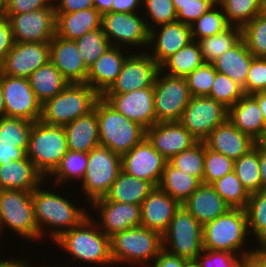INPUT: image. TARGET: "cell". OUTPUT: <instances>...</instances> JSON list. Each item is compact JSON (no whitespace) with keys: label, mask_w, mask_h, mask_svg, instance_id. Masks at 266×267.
<instances>
[{"label":"cell","mask_w":266,"mask_h":267,"mask_svg":"<svg viewBox=\"0 0 266 267\" xmlns=\"http://www.w3.org/2000/svg\"><path fill=\"white\" fill-rule=\"evenodd\" d=\"M39 187L42 186H38L32 191V202L40 236L45 235L43 232L45 225L52 226L54 230L50 235L54 242L63 233L70 231L89 216L83 208H77L61 195L49 192V190H41Z\"/></svg>","instance_id":"6da1fadb"},{"label":"cell","mask_w":266,"mask_h":267,"mask_svg":"<svg viewBox=\"0 0 266 267\" xmlns=\"http://www.w3.org/2000/svg\"><path fill=\"white\" fill-rule=\"evenodd\" d=\"M94 109L98 116L100 146L122 156L145 138L143 127L119 113L102 96L95 102Z\"/></svg>","instance_id":"7a4b0ae2"},{"label":"cell","mask_w":266,"mask_h":267,"mask_svg":"<svg viewBox=\"0 0 266 267\" xmlns=\"http://www.w3.org/2000/svg\"><path fill=\"white\" fill-rule=\"evenodd\" d=\"M54 242L79 261L103 266L113 263L110 237L106 236L97 224L95 225L90 216L70 231L63 233Z\"/></svg>","instance_id":"3957f363"},{"label":"cell","mask_w":266,"mask_h":267,"mask_svg":"<svg viewBox=\"0 0 266 267\" xmlns=\"http://www.w3.org/2000/svg\"><path fill=\"white\" fill-rule=\"evenodd\" d=\"M248 231L246 210L230 208L215 220L203 225V248L245 256L255 251L243 248Z\"/></svg>","instance_id":"277c9868"},{"label":"cell","mask_w":266,"mask_h":267,"mask_svg":"<svg viewBox=\"0 0 266 267\" xmlns=\"http://www.w3.org/2000/svg\"><path fill=\"white\" fill-rule=\"evenodd\" d=\"M99 97L87 83H68L60 93L42 105L40 121L65 126L92 111Z\"/></svg>","instance_id":"5b68a950"},{"label":"cell","mask_w":266,"mask_h":267,"mask_svg":"<svg viewBox=\"0 0 266 267\" xmlns=\"http://www.w3.org/2000/svg\"><path fill=\"white\" fill-rule=\"evenodd\" d=\"M67 152L64 126L49 125L40 120L33 122L27 157L45 180L59 166Z\"/></svg>","instance_id":"8992f818"},{"label":"cell","mask_w":266,"mask_h":267,"mask_svg":"<svg viewBox=\"0 0 266 267\" xmlns=\"http://www.w3.org/2000/svg\"><path fill=\"white\" fill-rule=\"evenodd\" d=\"M113 263H137L142 266L158 256L162 249V236L143 226L133 227L118 232L110 237Z\"/></svg>","instance_id":"52a82bcc"},{"label":"cell","mask_w":266,"mask_h":267,"mask_svg":"<svg viewBox=\"0 0 266 267\" xmlns=\"http://www.w3.org/2000/svg\"><path fill=\"white\" fill-rule=\"evenodd\" d=\"M202 232L203 226L181 204L162 235V248L187 261H196L204 249Z\"/></svg>","instance_id":"ba28073f"},{"label":"cell","mask_w":266,"mask_h":267,"mask_svg":"<svg viewBox=\"0 0 266 267\" xmlns=\"http://www.w3.org/2000/svg\"><path fill=\"white\" fill-rule=\"evenodd\" d=\"M121 170V156L109 148L99 145L88 152V164L81 184L87 200L92 203L105 197Z\"/></svg>","instance_id":"9c48e42d"},{"label":"cell","mask_w":266,"mask_h":267,"mask_svg":"<svg viewBox=\"0 0 266 267\" xmlns=\"http://www.w3.org/2000/svg\"><path fill=\"white\" fill-rule=\"evenodd\" d=\"M1 226L7 225L19 236L38 240L40 236L36 225L32 192L23 190H0Z\"/></svg>","instance_id":"30bf717a"},{"label":"cell","mask_w":266,"mask_h":267,"mask_svg":"<svg viewBox=\"0 0 266 267\" xmlns=\"http://www.w3.org/2000/svg\"><path fill=\"white\" fill-rule=\"evenodd\" d=\"M162 73L158 71L154 82L156 123L180 121L191 98L186 78Z\"/></svg>","instance_id":"8fae6325"},{"label":"cell","mask_w":266,"mask_h":267,"mask_svg":"<svg viewBox=\"0 0 266 267\" xmlns=\"http://www.w3.org/2000/svg\"><path fill=\"white\" fill-rule=\"evenodd\" d=\"M137 12H107L102 15L101 28L111 46H147L149 31L154 28ZM148 23V24H147ZM113 40V41H112ZM115 43V45L113 44ZM117 44V45H116Z\"/></svg>","instance_id":"7c38bea8"},{"label":"cell","mask_w":266,"mask_h":267,"mask_svg":"<svg viewBox=\"0 0 266 267\" xmlns=\"http://www.w3.org/2000/svg\"><path fill=\"white\" fill-rule=\"evenodd\" d=\"M227 119L228 108L223 104L208 96H195L190 98L179 122L197 141H204Z\"/></svg>","instance_id":"4fadbf2b"},{"label":"cell","mask_w":266,"mask_h":267,"mask_svg":"<svg viewBox=\"0 0 266 267\" xmlns=\"http://www.w3.org/2000/svg\"><path fill=\"white\" fill-rule=\"evenodd\" d=\"M11 25L15 43L50 42L56 35L55 6L20 14H3Z\"/></svg>","instance_id":"5bb4252c"},{"label":"cell","mask_w":266,"mask_h":267,"mask_svg":"<svg viewBox=\"0 0 266 267\" xmlns=\"http://www.w3.org/2000/svg\"><path fill=\"white\" fill-rule=\"evenodd\" d=\"M0 82L5 101V116L31 122L40 120L42 105L28 78L7 76L0 71Z\"/></svg>","instance_id":"9a60e30c"},{"label":"cell","mask_w":266,"mask_h":267,"mask_svg":"<svg viewBox=\"0 0 266 267\" xmlns=\"http://www.w3.org/2000/svg\"><path fill=\"white\" fill-rule=\"evenodd\" d=\"M160 66L147 52L128 55L122 70L104 94H122L154 86Z\"/></svg>","instance_id":"2e32d148"},{"label":"cell","mask_w":266,"mask_h":267,"mask_svg":"<svg viewBox=\"0 0 266 267\" xmlns=\"http://www.w3.org/2000/svg\"><path fill=\"white\" fill-rule=\"evenodd\" d=\"M167 160L143 138L129 152L121 156V169L128 175L158 187Z\"/></svg>","instance_id":"e0dca14e"},{"label":"cell","mask_w":266,"mask_h":267,"mask_svg":"<svg viewBox=\"0 0 266 267\" xmlns=\"http://www.w3.org/2000/svg\"><path fill=\"white\" fill-rule=\"evenodd\" d=\"M102 97L127 119L145 130L156 123L154 86L122 94H103Z\"/></svg>","instance_id":"ac0fdd59"},{"label":"cell","mask_w":266,"mask_h":267,"mask_svg":"<svg viewBox=\"0 0 266 267\" xmlns=\"http://www.w3.org/2000/svg\"><path fill=\"white\" fill-rule=\"evenodd\" d=\"M48 61H50V42L14 43L0 66V71L7 76L28 78Z\"/></svg>","instance_id":"d6986e66"},{"label":"cell","mask_w":266,"mask_h":267,"mask_svg":"<svg viewBox=\"0 0 266 267\" xmlns=\"http://www.w3.org/2000/svg\"><path fill=\"white\" fill-rule=\"evenodd\" d=\"M145 137L167 161L198 142L179 121L155 123Z\"/></svg>","instance_id":"ffe728a7"},{"label":"cell","mask_w":266,"mask_h":267,"mask_svg":"<svg viewBox=\"0 0 266 267\" xmlns=\"http://www.w3.org/2000/svg\"><path fill=\"white\" fill-rule=\"evenodd\" d=\"M91 205L101 213L99 229L108 237L118 232L140 226L141 206L130 203L108 201L104 197L94 200Z\"/></svg>","instance_id":"44dd1931"},{"label":"cell","mask_w":266,"mask_h":267,"mask_svg":"<svg viewBox=\"0 0 266 267\" xmlns=\"http://www.w3.org/2000/svg\"><path fill=\"white\" fill-rule=\"evenodd\" d=\"M180 205L169 194L155 187L140 205V226L154 230L162 236Z\"/></svg>","instance_id":"7402d4cb"},{"label":"cell","mask_w":266,"mask_h":267,"mask_svg":"<svg viewBox=\"0 0 266 267\" xmlns=\"http://www.w3.org/2000/svg\"><path fill=\"white\" fill-rule=\"evenodd\" d=\"M50 61L69 83H86L88 69L74 40L55 35L50 41Z\"/></svg>","instance_id":"603a6c76"},{"label":"cell","mask_w":266,"mask_h":267,"mask_svg":"<svg viewBox=\"0 0 266 267\" xmlns=\"http://www.w3.org/2000/svg\"><path fill=\"white\" fill-rule=\"evenodd\" d=\"M158 30L154 27L149 31V44H155L154 52L149 55L160 66L168 57L191 42L192 35L190 26L179 21L160 25Z\"/></svg>","instance_id":"cb8c5ba5"},{"label":"cell","mask_w":266,"mask_h":267,"mask_svg":"<svg viewBox=\"0 0 266 267\" xmlns=\"http://www.w3.org/2000/svg\"><path fill=\"white\" fill-rule=\"evenodd\" d=\"M204 143L209 149L235 161L251 150L257 142L239 131L227 119L209 134Z\"/></svg>","instance_id":"d4e9b609"},{"label":"cell","mask_w":266,"mask_h":267,"mask_svg":"<svg viewBox=\"0 0 266 267\" xmlns=\"http://www.w3.org/2000/svg\"><path fill=\"white\" fill-rule=\"evenodd\" d=\"M121 47L110 46L88 69L86 83L102 96L118 78L128 57Z\"/></svg>","instance_id":"484cf974"},{"label":"cell","mask_w":266,"mask_h":267,"mask_svg":"<svg viewBox=\"0 0 266 267\" xmlns=\"http://www.w3.org/2000/svg\"><path fill=\"white\" fill-rule=\"evenodd\" d=\"M182 205L202 226L231 208L211 185L204 183Z\"/></svg>","instance_id":"4316f807"},{"label":"cell","mask_w":266,"mask_h":267,"mask_svg":"<svg viewBox=\"0 0 266 267\" xmlns=\"http://www.w3.org/2000/svg\"><path fill=\"white\" fill-rule=\"evenodd\" d=\"M228 120L256 142L263 136L266 128L261 108L252 95L244 94L228 109Z\"/></svg>","instance_id":"83f0119b"},{"label":"cell","mask_w":266,"mask_h":267,"mask_svg":"<svg viewBox=\"0 0 266 267\" xmlns=\"http://www.w3.org/2000/svg\"><path fill=\"white\" fill-rule=\"evenodd\" d=\"M44 179L28 157L0 165V190L32 192Z\"/></svg>","instance_id":"f1b7e54d"},{"label":"cell","mask_w":266,"mask_h":267,"mask_svg":"<svg viewBox=\"0 0 266 267\" xmlns=\"http://www.w3.org/2000/svg\"><path fill=\"white\" fill-rule=\"evenodd\" d=\"M102 14L95 8L72 13H56V35L77 40L84 34L101 28Z\"/></svg>","instance_id":"f546056e"},{"label":"cell","mask_w":266,"mask_h":267,"mask_svg":"<svg viewBox=\"0 0 266 267\" xmlns=\"http://www.w3.org/2000/svg\"><path fill=\"white\" fill-rule=\"evenodd\" d=\"M68 150L88 153L99 146V127L96 110L64 126Z\"/></svg>","instance_id":"4dcf8cb0"},{"label":"cell","mask_w":266,"mask_h":267,"mask_svg":"<svg viewBox=\"0 0 266 267\" xmlns=\"http://www.w3.org/2000/svg\"><path fill=\"white\" fill-rule=\"evenodd\" d=\"M254 58L248 51L245 41L241 39L231 49L215 59L212 65L217 72L227 75L243 88Z\"/></svg>","instance_id":"1f68e13d"},{"label":"cell","mask_w":266,"mask_h":267,"mask_svg":"<svg viewBox=\"0 0 266 267\" xmlns=\"http://www.w3.org/2000/svg\"><path fill=\"white\" fill-rule=\"evenodd\" d=\"M154 188L150 182L128 175L121 170L104 198L113 202L141 205Z\"/></svg>","instance_id":"d6a6232c"},{"label":"cell","mask_w":266,"mask_h":267,"mask_svg":"<svg viewBox=\"0 0 266 267\" xmlns=\"http://www.w3.org/2000/svg\"><path fill=\"white\" fill-rule=\"evenodd\" d=\"M28 81L41 105L54 98L69 83L51 61L33 72Z\"/></svg>","instance_id":"836d02e7"},{"label":"cell","mask_w":266,"mask_h":267,"mask_svg":"<svg viewBox=\"0 0 266 267\" xmlns=\"http://www.w3.org/2000/svg\"><path fill=\"white\" fill-rule=\"evenodd\" d=\"M201 184L197 178L181 172L167 161L158 187L182 204Z\"/></svg>","instance_id":"e575fe53"},{"label":"cell","mask_w":266,"mask_h":267,"mask_svg":"<svg viewBox=\"0 0 266 267\" xmlns=\"http://www.w3.org/2000/svg\"><path fill=\"white\" fill-rule=\"evenodd\" d=\"M203 62L199 43L192 40L185 47L168 57L160 65V70L171 76L185 78Z\"/></svg>","instance_id":"d590c367"},{"label":"cell","mask_w":266,"mask_h":267,"mask_svg":"<svg viewBox=\"0 0 266 267\" xmlns=\"http://www.w3.org/2000/svg\"><path fill=\"white\" fill-rule=\"evenodd\" d=\"M245 210L248 230L257 238L260 246L255 251L266 250V191L251 193Z\"/></svg>","instance_id":"8d00e7d4"},{"label":"cell","mask_w":266,"mask_h":267,"mask_svg":"<svg viewBox=\"0 0 266 267\" xmlns=\"http://www.w3.org/2000/svg\"><path fill=\"white\" fill-rule=\"evenodd\" d=\"M241 39L242 29L237 26H229L226 30L197 42L200 46L203 61L212 63Z\"/></svg>","instance_id":"74e56055"},{"label":"cell","mask_w":266,"mask_h":267,"mask_svg":"<svg viewBox=\"0 0 266 267\" xmlns=\"http://www.w3.org/2000/svg\"><path fill=\"white\" fill-rule=\"evenodd\" d=\"M233 171L249 194L261 190L259 145L257 143L246 154L234 161Z\"/></svg>","instance_id":"f35d334b"},{"label":"cell","mask_w":266,"mask_h":267,"mask_svg":"<svg viewBox=\"0 0 266 267\" xmlns=\"http://www.w3.org/2000/svg\"><path fill=\"white\" fill-rule=\"evenodd\" d=\"M219 5L229 25L241 29L263 12V0H223Z\"/></svg>","instance_id":"ab89813d"},{"label":"cell","mask_w":266,"mask_h":267,"mask_svg":"<svg viewBox=\"0 0 266 267\" xmlns=\"http://www.w3.org/2000/svg\"><path fill=\"white\" fill-rule=\"evenodd\" d=\"M205 143L198 141L191 148L173 156L168 162L181 172L190 174L203 183Z\"/></svg>","instance_id":"60d3db41"},{"label":"cell","mask_w":266,"mask_h":267,"mask_svg":"<svg viewBox=\"0 0 266 267\" xmlns=\"http://www.w3.org/2000/svg\"><path fill=\"white\" fill-rule=\"evenodd\" d=\"M211 186L231 208H246L250 194L234 171L213 182Z\"/></svg>","instance_id":"b9f144b4"},{"label":"cell","mask_w":266,"mask_h":267,"mask_svg":"<svg viewBox=\"0 0 266 267\" xmlns=\"http://www.w3.org/2000/svg\"><path fill=\"white\" fill-rule=\"evenodd\" d=\"M217 6L220 8L217 9ZM229 26L222 7L214 5L190 25L192 40L198 41L213 36L226 30Z\"/></svg>","instance_id":"7bdbcfd3"},{"label":"cell","mask_w":266,"mask_h":267,"mask_svg":"<svg viewBox=\"0 0 266 267\" xmlns=\"http://www.w3.org/2000/svg\"><path fill=\"white\" fill-rule=\"evenodd\" d=\"M242 39L248 51L256 58H266V14L255 16L242 28Z\"/></svg>","instance_id":"ee69618b"},{"label":"cell","mask_w":266,"mask_h":267,"mask_svg":"<svg viewBox=\"0 0 266 267\" xmlns=\"http://www.w3.org/2000/svg\"><path fill=\"white\" fill-rule=\"evenodd\" d=\"M88 164V153L79 152V151H71L63 156L59 166L55 169V171L51 175H55V183L58 185L65 183V181H69L70 179L80 180L84 178L86 168ZM57 178V179H56Z\"/></svg>","instance_id":"f6af8a7d"},{"label":"cell","mask_w":266,"mask_h":267,"mask_svg":"<svg viewBox=\"0 0 266 267\" xmlns=\"http://www.w3.org/2000/svg\"><path fill=\"white\" fill-rule=\"evenodd\" d=\"M75 42L87 69L111 46L102 28L84 34Z\"/></svg>","instance_id":"bcb514c9"},{"label":"cell","mask_w":266,"mask_h":267,"mask_svg":"<svg viewBox=\"0 0 266 267\" xmlns=\"http://www.w3.org/2000/svg\"><path fill=\"white\" fill-rule=\"evenodd\" d=\"M244 95L243 89L233 79L225 74L216 72L208 97L223 104L226 108L232 107Z\"/></svg>","instance_id":"7dc6e473"},{"label":"cell","mask_w":266,"mask_h":267,"mask_svg":"<svg viewBox=\"0 0 266 267\" xmlns=\"http://www.w3.org/2000/svg\"><path fill=\"white\" fill-rule=\"evenodd\" d=\"M33 122L21 118L4 116L0 119V139L7 142H20L26 152Z\"/></svg>","instance_id":"c3c4849f"},{"label":"cell","mask_w":266,"mask_h":267,"mask_svg":"<svg viewBox=\"0 0 266 267\" xmlns=\"http://www.w3.org/2000/svg\"><path fill=\"white\" fill-rule=\"evenodd\" d=\"M234 161L225 155L209 149L205 145L203 183L211 185L223 176L231 173Z\"/></svg>","instance_id":"681fc988"},{"label":"cell","mask_w":266,"mask_h":267,"mask_svg":"<svg viewBox=\"0 0 266 267\" xmlns=\"http://www.w3.org/2000/svg\"><path fill=\"white\" fill-rule=\"evenodd\" d=\"M216 72L212 63L203 62L186 76L191 97L209 96Z\"/></svg>","instance_id":"f907efd6"},{"label":"cell","mask_w":266,"mask_h":267,"mask_svg":"<svg viewBox=\"0 0 266 267\" xmlns=\"http://www.w3.org/2000/svg\"><path fill=\"white\" fill-rule=\"evenodd\" d=\"M146 14L156 26L177 21V13L172 0H142Z\"/></svg>","instance_id":"816d5d0a"},{"label":"cell","mask_w":266,"mask_h":267,"mask_svg":"<svg viewBox=\"0 0 266 267\" xmlns=\"http://www.w3.org/2000/svg\"><path fill=\"white\" fill-rule=\"evenodd\" d=\"M243 258L226 251L203 249L196 261L201 267H242Z\"/></svg>","instance_id":"f5cc1de1"},{"label":"cell","mask_w":266,"mask_h":267,"mask_svg":"<svg viewBox=\"0 0 266 267\" xmlns=\"http://www.w3.org/2000/svg\"><path fill=\"white\" fill-rule=\"evenodd\" d=\"M245 95L266 91V58H254L251 61L245 86Z\"/></svg>","instance_id":"db71d44e"},{"label":"cell","mask_w":266,"mask_h":267,"mask_svg":"<svg viewBox=\"0 0 266 267\" xmlns=\"http://www.w3.org/2000/svg\"><path fill=\"white\" fill-rule=\"evenodd\" d=\"M214 5L211 0H190L178 6L177 21L190 26Z\"/></svg>","instance_id":"11a10c76"},{"label":"cell","mask_w":266,"mask_h":267,"mask_svg":"<svg viewBox=\"0 0 266 267\" xmlns=\"http://www.w3.org/2000/svg\"><path fill=\"white\" fill-rule=\"evenodd\" d=\"M3 14H20L48 6L45 0H3Z\"/></svg>","instance_id":"9f6ffc18"},{"label":"cell","mask_w":266,"mask_h":267,"mask_svg":"<svg viewBox=\"0 0 266 267\" xmlns=\"http://www.w3.org/2000/svg\"><path fill=\"white\" fill-rule=\"evenodd\" d=\"M14 38L10 22L5 15L0 16V66L14 45Z\"/></svg>","instance_id":"6f0895ef"},{"label":"cell","mask_w":266,"mask_h":267,"mask_svg":"<svg viewBox=\"0 0 266 267\" xmlns=\"http://www.w3.org/2000/svg\"><path fill=\"white\" fill-rule=\"evenodd\" d=\"M26 157L27 152L20 148V142H7L0 139V165Z\"/></svg>","instance_id":"680465c9"},{"label":"cell","mask_w":266,"mask_h":267,"mask_svg":"<svg viewBox=\"0 0 266 267\" xmlns=\"http://www.w3.org/2000/svg\"><path fill=\"white\" fill-rule=\"evenodd\" d=\"M152 262L153 265L151 264L147 267H184L187 260L171 254L162 248Z\"/></svg>","instance_id":"91938a15"},{"label":"cell","mask_w":266,"mask_h":267,"mask_svg":"<svg viewBox=\"0 0 266 267\" xmlns=\"http://www.w3.org/2000/svg\"><path fill=\"white\" fill-rule=\"evenodd\" d=\"M94 8L93 0H61L55 2L56 13H72L84 9Z\"/></svg>","instance_id":"94428289"},{"label":"cell","mask_w":266,"mask_h":267,"mask_svg":"<svg viewBox=\"0 0 266 267\" xmlns=\"http://www.w3.org/2000/svg\"><path fill=\"white\" fill-rule=\"evenodd\" d=\"M142 4V0H113L112 11L113 12H138V7Z\"/></svg>","instance_id":"6125c7cd"},{"label":"cell","mask_w":266,"mask_h":267,"mask_svg":"<svg viewBox=\"0 0 266 267\" xmlns=\"http://www.w3.org/2000/svg\"><path fill=\"white\" fill-rule=\"evenodd\" d=\"M242 267H266V257L258 251L244 256Z\"/></svg>","instance_id":"be15d7a7"},{"label":"cell","mask_w":266,"mask_h":267,"mask_svg":"<svg viewBox=\"0 0 266 267\" xmlns=\"http://www.w3.org/2000/svg\"><path fill=\"white\" fill-rule=\"evenodd\" d=\"M259 170L261 190L266 191V150L259 146Z\"/></svg>","instance_id":"e7e4bbea"},{"label":"cell","mask_w":266,"mask_h":267,"mask_svg":"<svg viewBox=\"0 0 266 267\" xmlns=\"http://www.w3.org/2000/svg\"><path fill=\"white\" fill-rule=\"evenodd\" d=\"M94 8L99 11L102 15L112 11L113 0H93Z\"/></svg>","instance_id":"03108f58"},{"label":"cell","mask_w":266,"mask_h":267,"mask_svg":"<svg viewBox=\"0 0 266 267\" xmlns=\"http://www.w3.org/2000/svg\"><path fill=\"white\" fill-rule=\"evenodd\" d=\"M252 96L257 100L262 114H263V120L265 122L266 126V91H260L252 94Z\"/></svg>","instance_id":"003e7915"},{"label":"cell","mask_w":266,"mask_h":267,"mask_svg":"<svg viewBox=\"0 0 266 267\" xmlns=\"http://www.w3.org/2000/svg\"><path fill=\"white\" fill-rule=\"evenodd\" d=\"M1 260V259H0ZM27 262L26 261H24V260H11V259H9V260H1L0 261V267H26L27 266V264H26Z\"/></svg>","instance_id":"a7ac6f4b"},{"label":"cell","mask_w":266,"mask_h":267,"mask_svg":"<svg viewBox=\"0 0 266 267\" xmlns=\"http://www.w3.org/2000/svg\"><path fill=\"white\" fill-rule=\"evenodd\" d=\"M4 116H5V101H4L3 91H2L1 82H0V119Z\"/></svg>","instance_id":"89a4df30"},{"label":"cell","mask_w":266,"mask_h":267,"mask_svg":"<svg viewBox=\"0 0 266 267\" xmlns=\"http://www.w3.org/2000/svg\"><path fill=\"white\" fill-rule=\"evenodd\" d=\"M257 144L266 150V128L265 131L263 133V136L257 141Z\"/></svg>","instance_id":"2644e50d"},{"label":"cell","mask_w":266,"mask_h":267,"mask_svg":"<svg viewBox=\"0 0 266 267\" xmlns=\"http://www.w3.org/2000/svg\"><path fill=\"white\" fill-rule=\"evenodd\" d=\"M174 4V8L176 10V13H178V6L185 5L190 0H172Z\"/></svg>","instance_id":"8c879c8a"},{"label":"cell","mask_w":266,"mask_h":267,"mask_svg":"<svg viewBox=\"0 0 266 267\" xmlns=\"http://www.w3.org/2000/svg\"><path fill=\"white\" fill-rule=\"evenodd\" d=\"M184 267H201L197 261H187Z\"/></svg>","instance_id":"753ad0ef"},{"label":"cell","mask_w":266,"mask_h":267,"mask_svg":"<svg viewBox=\"0 0 266 267\" xmlns=\"http://www.w3.org/2000/svg\"><path fill=\"white\" fill-rule=\"evenodd\" d=\"M61 0L57 1L58 3L60 2ZM45 2L48 4V5H52V6H55L54 2L52 3L51 0H45Z\"/></svg>","instance_id":"34e18365"},{"label":"cell","mask_w":266,"mask_h":267,"mask_svg":"<svg viewBox=\"0 0 266 267\" xmlns=\"http://www.w3.org/2000/svg\"><path fill=\"white\" fill-rule=\"evenodd\" d=\"M3 0H0V16L3 14V4H2Z\"/></svg>","instance_id":"11e5206c"},{"label":"cell","mask_w":266,"mask_h":267,"mask_svg":"<svg viewBox=\"0 0 266 267\" xmlns=\"http://www.w3.org/2000/svg\"><path fill=\"white\" fill-rule=\"evenodd\" d=\"M215 5H219L223 0H211Z\"/></svg>","instance_id":"2a66077c"},{"label":"cell","mask_w":266,"mask_h":267,"mask_svg":"<svg viewBox=\"0 0 266 267\" xmlns=\"http://www.w3.org/2000/svg\"><path fill=\"white\" fill-rule=\"evenodd\" d=\"M263 12L266 14V0H263Z\"/></svg>","instance_id":"b9fcfbb0"},{"label":"cell","mask_w":266,"mask_h":267,"mask_svg":"<svg viewBox=\"0 0 266 267\" xmlns=\"http://www.w3.org/2000/svg\"><path fill=\"white\" fill-rule=\"evenodd\" d=\"M261 253L266 257V250L261 251Z\"/></svg>","instance_id":"09005b40"},{"label":"cell","mask_w":266,"mask_h":267,"mask_svg":"<svg viewBox=\"0 0 266 267\" xmlns=\"http://www.w3.org/2000/svg\"><path fill=\"white\" fill-rule=\"evenodd\" d=\"M1 230H3V226H1V221H0V233L2 232Z\"/></svg>","instance_id":"979ff035"}]
</instances>
